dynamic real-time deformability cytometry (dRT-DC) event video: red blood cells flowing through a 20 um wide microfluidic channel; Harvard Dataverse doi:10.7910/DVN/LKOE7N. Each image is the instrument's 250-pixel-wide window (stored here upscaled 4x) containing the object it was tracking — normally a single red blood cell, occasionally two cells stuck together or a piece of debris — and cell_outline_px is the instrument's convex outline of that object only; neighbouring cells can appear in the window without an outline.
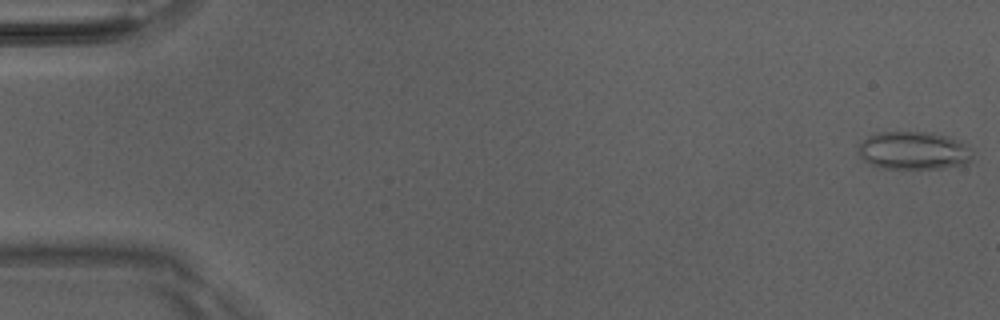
{"species": "Egyptian fruit bat (a non-hibernating species)", "species_latin": "Rousettus aegyptiacus", "temperature_condition": "room temperature", "stored_images_in_passage": 11, "camera_frame_rate_fps": 3000, "um_per_image_px": 0.085, "animal": {"sex": "male"}, "frame": {"image": 1, "passage_image": 1, "time_ms": 0.0, "image_size_px": [1000, 320], "cell_outline_px": [[972, 156], [968, 164], [944, 168], [884, 168], [872, 164], [864, 160], [860, 156], [860, 144], [868, 136], [876, 132], [932, 132], [948, 136], [960, 140], [972, 152]], "centroid_in_image_um": [77.7, 12.79], "position_along_channel_um": 7.3, "area_um2": 25.2}}